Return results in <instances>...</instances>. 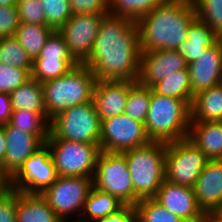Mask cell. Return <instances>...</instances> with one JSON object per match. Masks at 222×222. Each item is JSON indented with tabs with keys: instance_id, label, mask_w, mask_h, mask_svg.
<instances>
[{
	"instance_id": "f35d334b",
	"label": "cell",
	"mask_w": 222,
	"mask_h": 222,
	"mask_svg": "<svg viewBox=\"0 0 222 222\" xmlns=\"http://www.w3.org/2000/svg\"><path fill=\"white\" fill-rule=\"evenodd\" d=\"M19 23L16 6L0 5V38L13 36Z\"/></svg>"
},
{
	"instance_id": "1f68e13d",
	"label": "cell",
	"mask_w": 222,
	"mask_h": 222,
	"mask_svg": "<svg viewBox=\"0 0 222 222\" xmlns=\"http://www.w3.org/2000/svg\"><path fill=\"white\" fill-rule=\"evenodd\" d=\"M150 99L151 88L135 82L129 89L124 114L132 119L145 123Z\"/></svg>"
},
{
	"instance_id": "4316f807",
	"label": "cell",
	"mask_w": 222,
	"mask_h": 222,
	"mask_svg": "<svg viewBox=\"0 0 222 222\" xmlns=\"http://www.w3.org/2000/svg\"><path fill=\"white\" fill-rule=\"evenodd\" d=\"M9 124L36 135L43 143L50 134V120L46 112H32L25 109L12 111Z\"/></svg>"
},
{
	"instance_id": "ee69618b",
	"label": "cell",
	"mask_w": 222,
	"mask_h": 222,
	"mask_svg": "<svg viewBox=\"0 0 222 222\" xmlns=\"http://www.w3.org/2000/svg\"><path fill=\"white\" fill-rule=\"evenodd\" d=\"M12 190L11 176L3 169L0 164V197Z\"/></svg>"
},
{
	"instance_id": "ffe728a7",
	"label": "cell",
	"mask_w": 222,
	"mask_h": 222,
	"mask_svg": "<svg viewBox=\"0 0 222 222\" xmlns=\"http://www.w3.org/2000/svg\"><path fill=\"white\" fill-rule=\"evenodd\" d=\"M188 139L209 160H222V121L190 122Z\"/></svg>"
},
{
	"instance_id": "5b68a950",
	"label": "cell",
	"mask_w": 222,
	"mask_h": 222,
	"mask_svg": "<svg viewBox=\"0 0 222 222\" xmlns=\"http://www.w3.org/2000/svg\"><path fill=\"white\" fill-rule=\"evenodd\" d=\"M166 150V143L150 142L123 152L134 193L140 199L153 198L165 180Z\"/></svg>"
},
{
	"instance_id": "c3c4849f",
	"label": "cell",
	"mask_w": 222,
	"mask_h": 222,
	"mask_svg": "<svg viewBox=\"0 0 222 222\" xmlns=\"http://www.w3.org/2000/svg\"><path fill=\"white\" fill-rule=\"evenodd\" d=\"M193 222H212V220L210 219V217L208 215H205L201 219L193 221Z\"/></svg>"
},
{
	"instance_id": "4fadbf2b",
	"label": "cell",
	"mask_w": 222,
	"mask_h": 222,
	"mask_svg": "<svg viewBox=\"0 0 222 222\" xmlns=\"http://www.w3.org/2000/svg\"><path fill=\"white\" fill-rule=\"evenodd\" d=\"M106 15L109 14H73L58 30L63 36L70 54L79 64L89 57L100 23Z\"/></svg>"
},
{
	"instance_id": "4dcf8cb0",
	"label": "cell",
	"mask_w": 222,
	"mask_h": 222,
	"mask_svg": "<svg viewBox=\"0 0 222 222\" xmlns=\"http://www.w3.org/2000/svg\"><path fill=\"white\" fill-rule=\"evenodd\" d=\"M0 63L24 70L33 69V60L13 36L0 38Z\"/></svg>"
},
{
	"instance_id": "7c38bea8",
	"label": "cell",
	"mask_w": 222,
	"mask_h": 222,
	"mask_svg": "<svg viewBox=\"0 0 222 222\" xmlns=\"http://www.w3.org/2000/svg\"><path fill=\"white\" fill-rule=\"evenodd\" d=\"M56 167L49 146L44 143L11 177L12 189L41 194L57 180Z\"/></svg>"
},
{
	"instance_id": "52a82bcc",
	"label": "cell",
	"mask_w": 222,
	"mask_h": 222,
	"mask_svg": "<svg viewBox=\"0 0 222 222\" xmlns=\"http://www.w3.org/2000/svg\"><path fill=\"white\" fill-rule=\"evenodd\" d=\"M58 176L93 178L101 150L97 144L47 139Z\"/></svg>"
},
{
	"instance_id": "7402d4cb",
	"label": "cell",
	"mask_w": 222,
	"mask_h": 222,
	"mask_svg": "<svg viewBox=\"0 0 222 222\" xmlns=\"http://www.w3.org/2000/svg\"><path fill=\"white\" fill-rule=\"evenodd\" d=\"M16 222H62L39 193L17 191Z\"/></svg>"
},
{
	"instance_id": "cb8c5ba5",
	"label": "cell",
	"mask_w": 222,
	"mask_h": 222,
	"mask_svg": "<svg viewBox=\"0 0 222 222\" xmlns=\"http://www.w3.org/2000/svg\"><path fill=\"white\" fill-rule=\"evenodd\" d=\"M124 205L117 197L92 186L84 203L81 216H78L75 221L96 222L109 214L117 212Z\"/></svg>"
},
{
	"instance_id": "83f0119b",
	"label": "cell",
	"mask_w": 222,
	"mask_h": 222,
	"mask_svg": "<svg viewBox=\"0 0 222 222\" xmlns=\"http://www.w3.org/2000/svg\"><path fill=\"white\" fill-rule=\"evenodd\" d=\"M54 30L47 25L19 23L15 37L32 60L38 57L47 38Z\"/></svg>"
},
{
	"instance_id": "b9f144b4",
	"label": "cell",
	"mask_w": 222,
	"mask_h": 222,
	"mask_svg": "<svg viewBox=\"0 0 222 222\" xmlns=\"http://www.w3.org/2000/svg\"><path fill=\"white\" fill-rule=\"evenodd\" d=\"M96 222H136V209L133 205H124L117 212L109 214Z\"/></svg>"
},
{
	"instance_id": "e0dca14e",
	"label": "cell",
	"mask_w": 222,
	"mask_h": 222,
	"mask_svg": "<svg viewBox=\"0 0 222 222\" xmlns=\"http://www.w3.org/2000/svg\"><path fill=\"white\" fill-rule=\"evenodd\" d=\"M136 81L97 80L92 101L100 120L123 114L130 87Z\"/></svg>"
},
{
	"instance_id": "f6af8a7d",
	"label": "cell",
	"mask_w": 222,
	"mask_h": 222,
	"mask_svg": "<svg viewBox=\"0 0 222 222\" xmlns=\"http://www.w3.org/2000/svg\"><path fill=\"white\" fill-rule=\"evenodd\" d=\"M6 152V139L4 133V125L0 126V164L2 165L4 162Z\"/></svg>"
},
{
	"instance_id": "9c48e42d",
	"label": "cell",
	"mask_w": 222,
	"mask_h": 222,
	"mask_svg": "<svg viewBox=\"0 0 222 222\" xmlns=\"http://www.w3.org/2000/svg\"><path fill=\"white\" fill-rule=\"evenodd\" d=\"M209 159L188 138L167 143L165 180L194 188Z\"/></svg>"
},
{
	"instance_id": "7dc6e473",
	"label": "cell",
	"mask_w": 222,
	"mask_h": 222,
	"mask_svg": "<svg viewBox=\"0 0 222 222\" xmlns=\"http://www.w3.org/2000/svg\"><path fill=\"white\" fill-rule=\"evenodd\" d=\"M18 0H0V5L3 6H16Z\"/></svg>"
},
{
	"instance_id": "60d3db41",
	"label": "cell",
	"mask_w": 222,
	"mask_h": 222,
	"mask_svg": "<svg viewBox=\"0 0 222 222\" xmlns=\"http://www.w3.org/2000/svg\"><path fill=\"white\" fill-rule=\"evenodd\" d=\"M17 191L12 189L0 197V222H16Z\"/></svg>"
},
{
	"instance_id": "ba28073f",
	"label": "cell",
	"mask_w": 222,
	"mask_h": 222,
	"mask_svg": "<svg viewBox=\"0 0 222 222\" xmlns=\"http://www.w3.org/2000/svg\"><path fill=\"white\" fill-rule=\"evenodd\" d=\"M93 186L135 206L141 199L134 193L126 157L123 153L101 151L96 162Z\"/></svg>"
},
{
	"instance_id": "d6986e66",
	"label": "cell",
	"mask_w": 222,
	"mask_h": 222,
	"mask_svg": "<svg viewBox=\"0 0 222 222\" xmlns=\"http://www.w3.org/2000/svg\"><path fill=\"white\" fill-rule=\"evenodd\" d=\"M193 189L206 215L219 209L222 205V160H208Z\"/></svg>"
},
{
	"instance_id": "d6a6232c",
	"label": "cell",
	"mask_w": 222,
	"mask_h": 222,
	"mask_svg": "<svg viewBox=\"0 0 222 222\" xmlns=\"http://www.w3.org/2000/svg\"><path fill=\"white\" fill-rule=\"evenodd\" d=\"M136 222H184L154 198L141 199L136 205Z\"/></svg>"
},
{
	"instance_id": "8992f818",
	"label": "cell",
	"mask_w": 222,
	"mask_h": 222,
	"mask_svg": "<svg viewBox=\"0 0 222 222\" xmlns=\"http://www.w3.org/2000/svg\"><path fill=\"white\" fill-rule=\"evenodd\" d=\"M101 120L93 101L68 108L50 120L48 139H65L100 147Z\"/></svg>"
},
{
	"instance_id": "8fae6325",
	"label": "cell",
	"mask_w": 222,
	"mask_h": 222,
	"mask_svg": "<svg viewBox=\"0 0 222 222\" xmlns=\"http://www.w3.org/2000/svg\"><path fill=\"white\" fill-rule=\"evenodd\" d=\"M144 123L126 114L101 120L100 150L123 153L150 143Z\"/></svg>"
},
{
	"instance_id": "30bf717a",
	"label": "cell",
	"mask_w": 222,
	"mask_h": 222,
	"mask_svg": "<svg viewBox=\"0 0 222 222\" xmlns=\"http://www.w3.org/2000/svg\"><path fill=\"white\" fill-rule=\"evenodd\" d=\"M93 178L58 176L41 195L62 222H71L69 215H81Z\"/></svg>"
},
{
	"instance_id": "6da1fadb",
	"label": "cell",
	"mask_w": 222,
	"mask_h": 222,
	"mask_svg": "<svg viewBox=\"0 0 222 222\" xmlns=\"http://www.w3.org/2000/svg\"><path fill=\"white\" fill-rule=\"evenodd\" d=\"M140 54L136 22L109 14L101 21L89 57L82 64L97 80L137 82Z\"/></svg>"
},
{
	"instance_id": "9a60e30c",
	"label": "cell",
	"mask_w": 222,
	"mask_h": 222,
	"mask_svg": "<svg viewBox=\"0 0 222 222\" xmlns=\"http://www.w3.org/2000/svg\"><path fill=\"white\" fill-rule=\"evenodd\" d=\"M153 198L184 222H193L206 215L198 205L194 189L187 186L164 180Z\"/></svg>"
},
{
	"instance_id": "d590c367",
	"label": "cell",
	"mask_w": 222,
	"mask_h": 222,
	"mask_svg": "<svg viewBox=\"0 0 222 222\" xmlns=\"http://www.w3.org/2000/svg\"><path fill=\"white\" fill-rule=\"evenodd\" d=\"M32 70H24L0 63V92L11 93L31 79Z\"/></svg>"
},
{
	"instance_id": "836d02e7",
	"label": "cell",
	"mask_w": 222,
	"mask_h": 222,
	"mask_svg": "<svg viewBox=\"0 0 222 222\" xmlns=\"http://www.w3.org/2000/svg\"><path fill=\"white\" fill-rule=\"evenodd\" d=\"M197 18L222 39V0H192Z\"/></svg>"
},
{
	"instance_id": "e575fe53",
	"label": "cell",
	"mask_w": 222,
	"mask_h": 222,
	"mask_svg": "<svg viewBox=\"0 0 222 222\" xmlns=\"http://www.w3.org/2000/svg\"><path fill=\"white\" fill-rule=\"evenodd\" d=\"M46 25L58 31L73 15L69 0H41Z\"/></svg>"
},
{
	"instance_id": "ac0fdd59",
	"label": "cell",
	"mask_w": 222,
	"mask_h": 222,
	"mask_svg": "<svg viewBox=\"0 0 222 222\" xmlns=\"http://www.w3.org/2000/svg\"><path fill=\"white\" fill-rule=\"evenodd\" d=\"M6 152L3 169L12 177L23 163L44 143L36 136L11 126L4 125Z\"/></svg>"
},
{
	"instance_id": "277c9868",
	"label": "cell",
	"mask_w": 222,
	"mask_h": 222,
	"mask_svg": "<svg viewBox=\"0 0 222 222\" xmlns=\"http://www.w3.org/2000/svg\"><path fill=\"white\" fill-rule=\"evenodd\" d=\"M96 77L84 64H78L66 74L42 83L48 119L60 112L92 100Z\"/></svg>"
},
{
	"instance_id": "74e56055",
	"label": "cell",
	"mask_w": 222,
	"mask_h": 222,
	"mask_svg": "<svg viewBox=\"0 0 222 222\" xmlns=\"http://www.w3.org/2000/svg\"><path fill=\"white\" fill-rule=\"evenodd\" d=\"M74 59L63 36L56 30L47 38L45 45L35 59Z\"/></svg>"
},
{
	"instance_id": "ab89813d",
	"label": "cell",
	"mask_w": 222,
	"mask_h": 222,
	"mask_svg": "<svg viewBox=\"0 0 222 222\" xmlns=\"http://www.w3.org/2000/svg\"><path fill=\"white\" fill-rule=\"evenodd\" d=\"M73 14H109V0H69Z\"/></svg>"
},
{
	"instance_id": "2e32d148",
	"label": "cell",
	"mask_w": 222,
	"mask_h": 222,
	"mask_svg": "<svg viewBox=\"0 0 222 222\" xmlns=\"http://www.w3.org/2000/svg\"><path fill=\"white\" fill-rule=\"evenodd\" d=\"M193 96L222 83V39L188 65Z\"/></svg>"
},
{
	"instance_id": "7bdbcfd3",
	"label": "cell",
	"mask_w": 222,
	"mask_h": 222,
	"mask_svg": "<svg viewBox=\"0 0 222 222\" xmlns=\"http://www.w3.org/2000/svg\"><path fill=\"white\" fill-rule=\"evenodd\" d=\"M12 111L10 94L0 92V126L9 123Z\"/></svg>"
},
{
	"instance_id": "5bb4252c",
	"label": "cell",
	"mask_w": 222,
	"mask_h": 222,
	"mask_svg": "<svg viewBox=\"0 0 222 222\" xmlns=\"http://www.w3.org/2000/svg\"><path fill=\"white\" fill-rule=\"evenodd\" d=\"M187 67L185 58L176 50L161 49L141 52L137 82L152 88L168 75Z\"/></svg>"
},
{
	"instance_id": "f1b7e54d",
	"label": "cell",
	"mask_w": 222,
	"mask_h": 222,
	"mask_svg": "<svg viewBox=\"0 0 222 222\" xmlns=\"http://www.w3.org/2000/svg\"><path fill=\"white\" fill-rule=\"evenodd\" d=\"M78 64L75 59H34L31 78L40 83L54 80Z\"/></svg>"
},
{
	"instance_id": "8d00e7d4",
	"label": "cell",
	"mask_w": 222,
	"mask_h": 222,
	"mask_svg": "<svg viewBox=\"0 0 222 222\" xmlns=\"http://www.w3.org/2000/svg\"><path fill=\"white\" fill-rule=\"evenodd\" d=\"M16 7L20 23L46 25V16L41 0H18Z\"/></svg>"
},
{
	"instance_id": "603a6c76",
	"label": "cell",
	"mask_w": 222,
	"mask_h": 222,
	"mask_svg": "<svg viewBox=\"0 0 222 222\" xmlns=\"http://www.w3.org/2000/svg\"><path fill=\"white\" fill-rule=\"evenodd\" d=\"M190 122L222 121V83L194 95Z\"/></svg>"
},
{
	"instance_id": "f546056e",
	"label": "cell",
	"mask_w": 222,
	"mask_h": 222,
	"mask_svg": "<svg viewBox=\"0 0 222 222\" xmlns=\"http://www.w3.org/2000/svg\"><path fill=\"white\" fill-rule=\"evenodd\" d=\"M166 0H109V14L137 21Z\"/></svg>"
},
{
	"instance_id": "44dd1931",
	"label": "cell",
	"mask_w": 222,
	"mask_h": 222,
	"mask_svg": "<svg viewBox=\"0 0 222 222\" xmlns=\"http://www.w3.org/2000/svg\"><path fill=\"white\" fill-rule=\"evenodd\" d=\"M220 39L213 29L196 18L189 26L186 40L177 47L176 51L185 58L189 65Z\"/></svg>"
},
{
	"instance_id": "bcb514c9",
	"label": "cell",
	"mask_w": 222,
	"mask_h": 222,
	"mask_svg": "<svg viewBox=\"0 0 222 222\" xmlns=\"http://www.w3.org/2000/svg\"><path fill=\"white\" fill-rule=\"evenodd\" d=\"M208 216L212 222H222V211L220 209L212 211Z\"/></svg>"
},
{
	"instance_id": "3957f363",
	"label": "cell",
	"mask_w": 222,
	"mask_h": 222,
	"mask_svg": "<svg viewBox=\"0 0 222 222\" xmlns=\"http://www.w3.org/2000/svg\"><path fill=\"white\" fill-rule=\"evenodd\" d=\"M190 121V107L183 100L159 95L151 88V99L144 123L151 142L167 144L188 138Z\"/></svg>"
},
{
	"instance_id": "7a4b0ae2",
	"label": "cell",
	"mask_w": 222,
	"mask_h": 222,
	"mask_svg": "<svg viewBox=\"0 0 222 222\" xmlns=\"http://www.w3.org/2000/svg\"><path fill=\"white\" fill-rule=\"evenodd\" d=\"M197 18L192 0H166L136 21L140 51L176 50Z\"/></svg>"
},
{
	"instance_id": "484cf974",
	"label": "cell",
	"mask_w": 222,
	"mask_h": 222,
	"mask_svg": "<svg viewBox=\"0 0 222 222\" xmlns=\"http://www.w3.org/2000/svg\"><path fill=\"white\" fill-rule=\"evenodd\" d=\"M10 98L13 111L46 112L42 83L32 78L12 91Z\"/></svg>"
},
{
	"instance_id": "d4e9b609",
	"label": "cell",
	"mask_w": 222,
	"mask_h": 222,
	"mask_svg": "<svg viewBox=\"0 0 222 222\" xmlns=\"http://www.w3.org/2000/svg\"><path fill=\"white\" fill-rule=\"evenodd\" d=\"M152 90L162 96L183 100L190 107L194 96L188 67L168 75L156 83Z\"/></svg>"
}]
</instances>
